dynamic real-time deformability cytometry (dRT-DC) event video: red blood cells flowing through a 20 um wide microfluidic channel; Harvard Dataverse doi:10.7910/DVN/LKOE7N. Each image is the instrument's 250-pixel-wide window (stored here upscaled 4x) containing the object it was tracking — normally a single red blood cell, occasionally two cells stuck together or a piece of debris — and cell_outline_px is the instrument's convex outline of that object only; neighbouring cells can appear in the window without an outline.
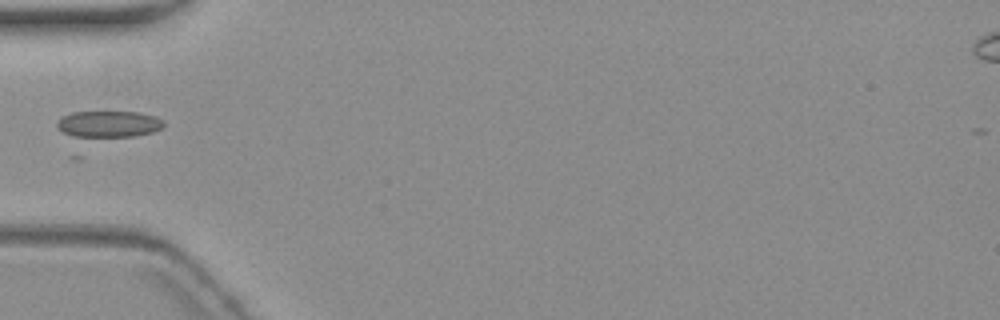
{"species": "common noctule bat (a hibernating species)", "species_latin": "Nyctalus noctula", "temperature_condition": "warm", "stored_images_in_passage": 4, "segment_of_instrument_passage": [2, 2], "camera_frame_rate_fps": 3000, "um_per_image_px": 0.085, "animal": {"sex": "female", "body_mass_g": 19.3, "forearm_length_mm": 54.1}, "frame": {"image": 1, "passage_image": 4, "time_ms": 4.667, "image_size_px": [1000, 320], "cell_outline_px": [[164, 124], [160, 128], [152, 132], [132, 136], [80, 140], [56, 128], [56, 120], [72, 112], [140, 112], [156, 116], [164, 120]], "centroid_in_image_um": [9.17, 10.58], "position_along_channel_um": 75.8, "area_um2": 17.17}}